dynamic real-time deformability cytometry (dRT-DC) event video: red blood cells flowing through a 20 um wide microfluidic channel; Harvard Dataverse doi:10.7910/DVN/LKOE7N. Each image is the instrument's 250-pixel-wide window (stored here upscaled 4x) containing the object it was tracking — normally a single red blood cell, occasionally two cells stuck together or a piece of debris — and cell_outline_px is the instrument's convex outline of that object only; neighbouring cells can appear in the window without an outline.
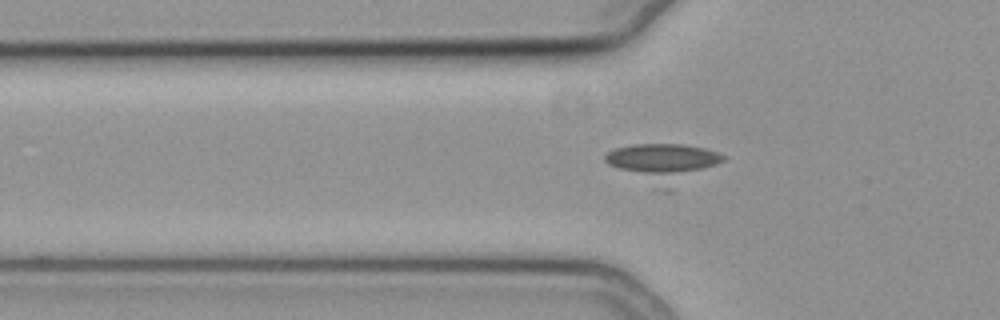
{"species": "common noctule bat (a hibernating species)", "species_latin": "Nyctalus noctula", "temperature_condition": "cold", "stored_images_in_passage": 51, "camera_frame_rate_fps": 3000, "um_per_image_px": 0.085, "animal": {"sex": "female", "body_mass_g": 19.3, "forearm_length_mm": 54.1}, "frame": {"image": 1, "passage_image": 15, "time_ms": 4.667, "image_size_px": [1000, 320], "cell_outline_px": [[728, 156], [724, 160], [672, 192], [664, 192], [608, 164], [604, 160], [604, 156], [608, 152], [616, 148], [636, 144], [680, 144], [704, 148]], "centroid_in_image_um": [56.41, 13.89], "position_along_channel_um": 69.4, "area_um2": 26.82}}
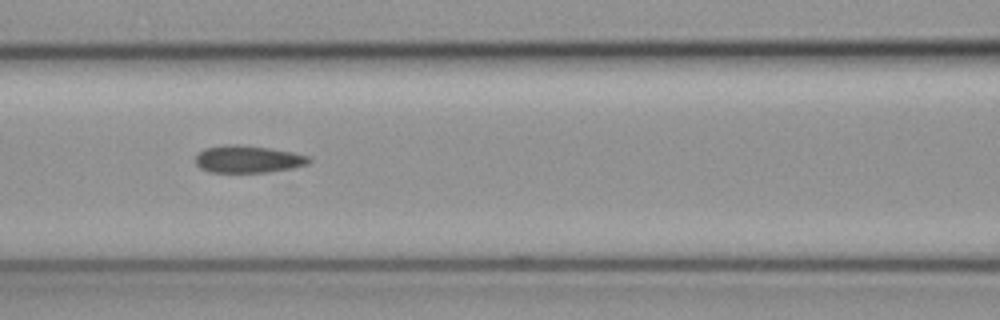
{"frame": {"image": 2, "passage_image": 21, "time_ms": 6.667, "image_size_px": [1000, 320], "cell_outline_px": [[312, 160], [308, 164], [292, 168], [268, 172], [208, 172], [200, 168], [196, 164], [196, 156], [204, 148], [228, 144], [236, 144], [268, 148], [292, 152], [308, 156]], "centroid_in_image_um": [21.07, 13.53], "position_along_channel_um": 145.5, "area_um2": 17.98}}
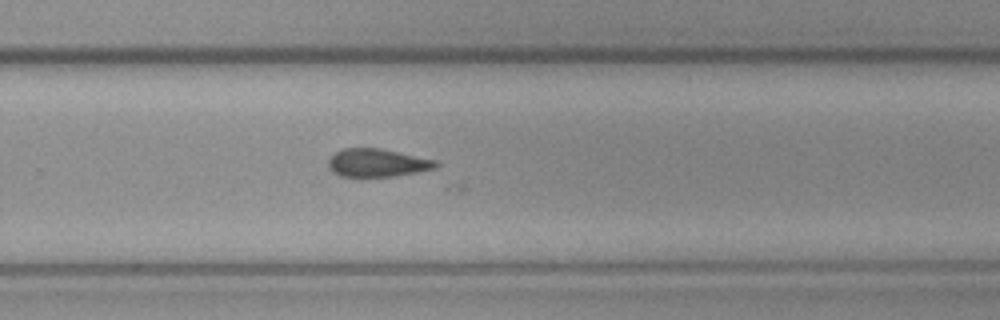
{"frame": {"image": 3, "passage_image": 33, "time_ms": 10.667, "image_size_px": [1000, 320], "cell_outline_px": [[440, 164], [432, 168], [416, 172], [392, 176], [364, 180], [340, 176], [332, 172], [328, 168], [328, 160], [336, 152], [344, 148], [380, 148], [436, 160]], "centroid_in_image_um": [31.99, 13.88], "position_along_channel_um": 297.8, "area_um2": 18.09}}